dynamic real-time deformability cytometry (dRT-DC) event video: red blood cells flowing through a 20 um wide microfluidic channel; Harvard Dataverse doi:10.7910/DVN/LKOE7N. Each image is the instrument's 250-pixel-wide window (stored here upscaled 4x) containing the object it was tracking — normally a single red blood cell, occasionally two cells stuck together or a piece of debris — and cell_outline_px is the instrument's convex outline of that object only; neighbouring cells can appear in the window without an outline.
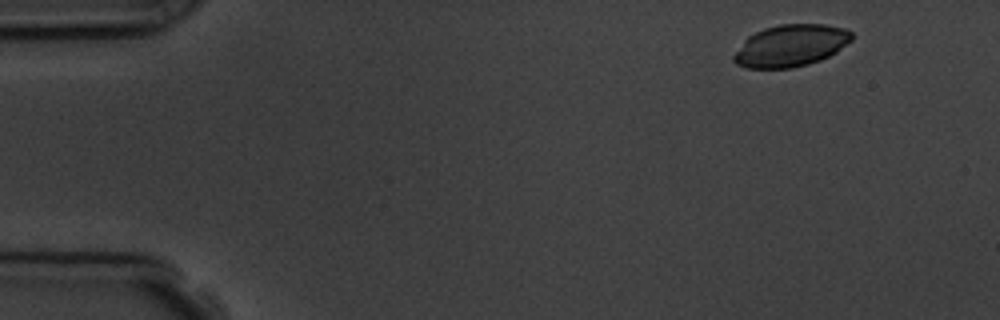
{"species": "common noctule bat (a hibernating species)", "species_latin": "Nyctalus noctula", "temperature_condition": "room temperature", "stored_images_in_passage": 4, "camera_frame_rate_fps": 3000, "um_per_image_px": 0.085, "animal": {"sex": "male", "body_mass_g": 19.5, "forearm_length_mm": 54.6}, "frame": {"image": 1, "passage_image": 1, "time_ms": 0.0, "image_size_px": [1000, 320], "cell_outline_px": [[852, 40], [836, 52], [820, 60], [808, 64], [792, 68], [748, 68], [736, 64], [732, 60], [732, 56], [744, 40], [748, 36], [764, 28], [780, 24], [824, 24], [844, 28], [852, 32]], "centroid_in_image_um": [67.2, 3.88], "position_along_channel_um": 17.8, "area_um2": 28.84}}
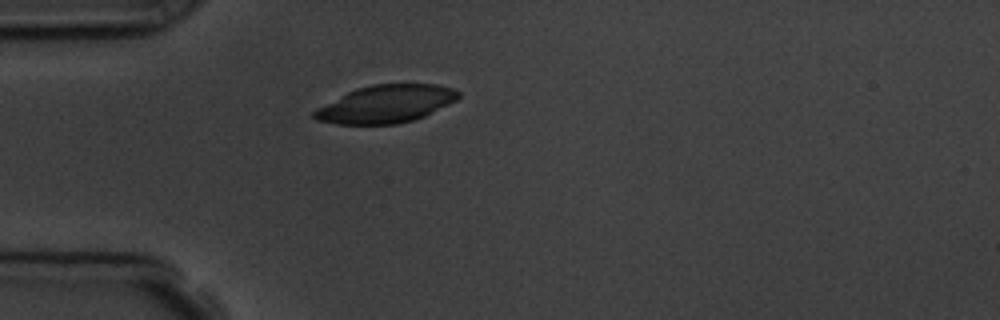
{"frame": {"image": 2, "passage_image": 4, "time_ms": 3.333, "image_size_px": [1000, 320], "cell_outline_px": [[460, 96], [456, 100], [424, 116], [412, 120], [396, 124], [336, 124], [316, 120], [312, 116], [312, 112], [316, 108], [356, 88], [372, 84], [436, 84], [452, 88], [460, 92]], "centroid_in_image_um": [32.78, 8.84], "position_along_channel_um": 52.2, "area_um2": 31.5}}